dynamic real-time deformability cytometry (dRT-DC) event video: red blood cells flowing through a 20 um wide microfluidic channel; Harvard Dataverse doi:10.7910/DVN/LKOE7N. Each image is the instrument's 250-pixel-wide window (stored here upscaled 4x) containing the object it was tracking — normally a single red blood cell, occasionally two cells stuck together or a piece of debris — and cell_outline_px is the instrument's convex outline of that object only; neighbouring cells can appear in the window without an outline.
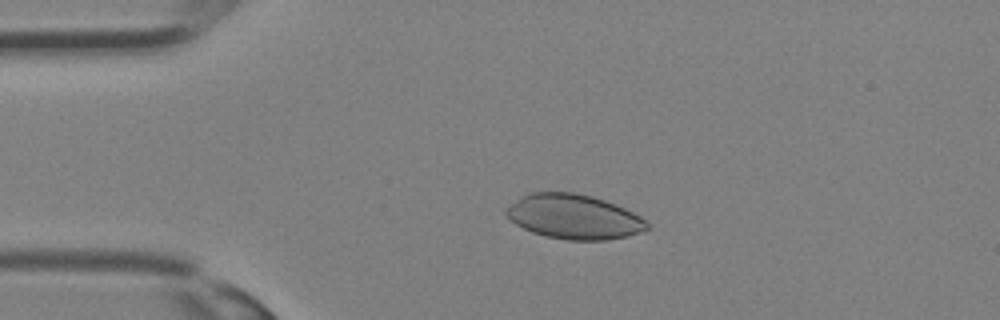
{"species": "Egyptian fruit bat (a non-hibernating species)", "species_latin": "Rousettus aegyptiacus", "temperature_condition": "room temperature", "stored_images_in_passage": 27, "camera_frame_rate_fps": 3000, "um_per_image_px": 0.085, "animal": {"sex": "female"}, "frame": {"image": 1, "passage_image": 1, "time_ms": 0.0, "image_size_px": [1000, 320], "cell_outline_px": [[652, 228], [628, 236], [604, 240], [568, 240], [544, 236], [532, 232], [516, 224], [504, 212], [504, 208], [508, 204], [520, 196], [528, 192], [572, 192], [592, 196], [616, 204], [640, 216]], "centroid_in_image_um": [48.75, 18.41], "position_along_channel_um": 36.3, "area_um2": 36.82}}
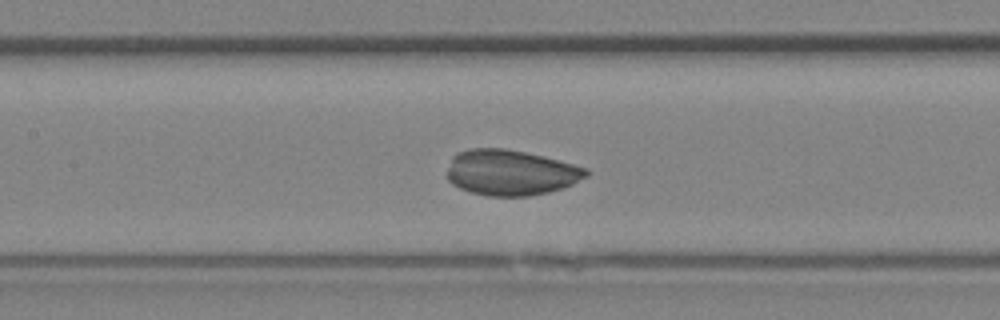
{"frame": {"image": 2, "passage_image": 9, "time_ms": 2.667, "image_size_px": [1000, 320], "cell_outline_px": [[588, 176], [564, 188], [548, 192], [528, 196], [488, 196], [468, 192], [452, 184], [448, 180], [448, 168], [452, 156], [468, 148], [504, 148], [544, 156], [588, 168]], "centroid_in_image_um": [43.41, 14.67], "position_along_channel_um": 164.0, "area_um2": 37.05}}
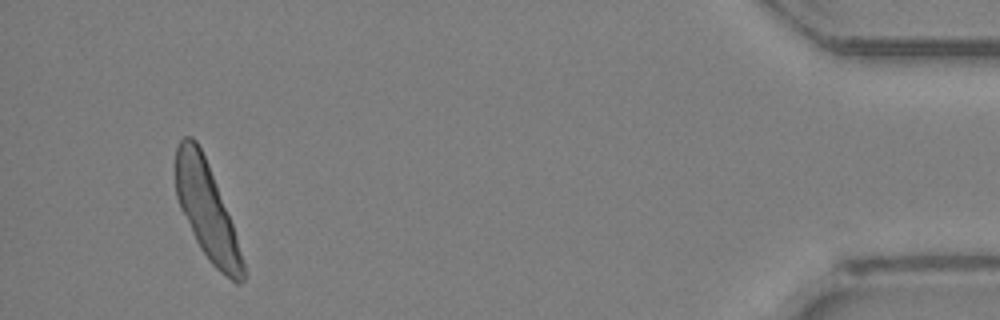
{"frame": {"image": 3, "passage_image": 25, "time_ms": 8.0, "image_size_px": [1000, 320], "cell_outline_px": [[244, 280], [240, 284], [236, 284], [220, 272], [208, 260], [200, 248], [180, 208], [176, 196], [176, 148], [180, 140], [184, 136], [192, 136], [196, 140], [208, 164], [232, 224], [236, 236], [244, 264]], "centroid_in_image_um": [17.56, 17.91], "position_along_channel_um": 417.6, "area_um2": 37.11}}